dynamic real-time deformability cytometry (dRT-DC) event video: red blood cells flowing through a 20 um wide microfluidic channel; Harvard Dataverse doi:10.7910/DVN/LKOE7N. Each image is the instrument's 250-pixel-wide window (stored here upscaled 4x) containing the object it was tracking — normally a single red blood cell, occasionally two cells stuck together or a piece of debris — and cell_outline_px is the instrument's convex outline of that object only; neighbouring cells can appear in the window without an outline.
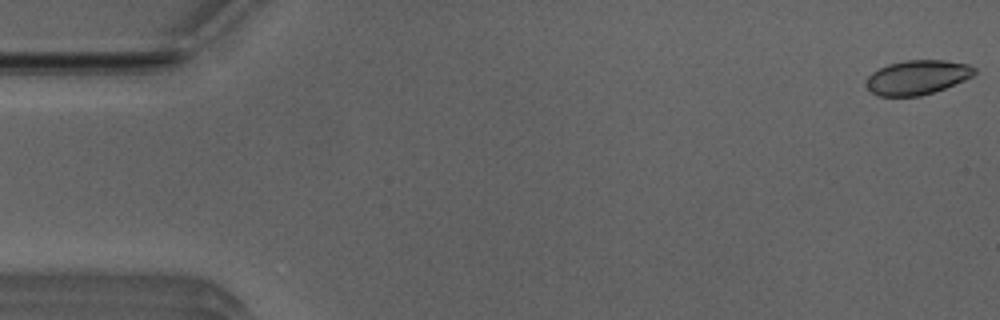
{"species": "Egyptian fruit bat (a non-hibernating species)", "species_latin": "Rousettus aegyptiacus", "temperature_condition": "room temperature", "stored_images_in_passage": 52, "camera_frame_rate_fps": 3000, "um_per_image_px": 0.085, "animal": {"sex": "male"}, "frame": {"image": 1, "passage_image": 1, "time_ms": 0.0, "image_size_px": [1000, 320], "cell_outline_px": [[976, 72], [972, 76], [964, 80], [944, 88], [920, 96], [876, 96], [864, 84], [864, 80], [872, 72], [888, 64], [904, 60], [944, 60], [968, 64], [976, 68]], "centroid_in_image_um": [77.93, 6.57], "position_along_channel_um": 7.1, "area_um2": 21.73}}
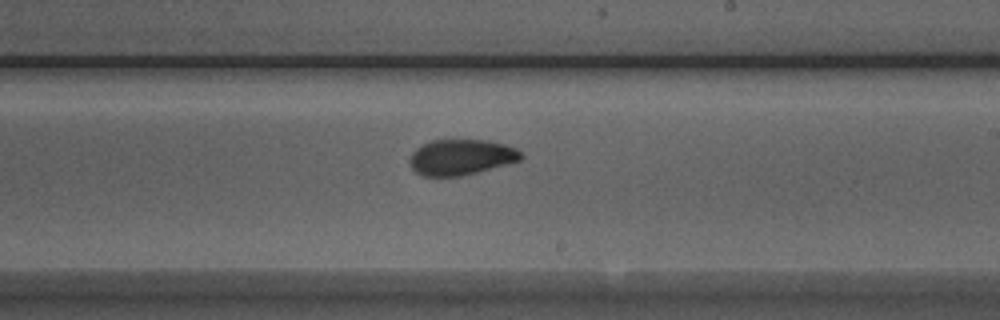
{"frame": {"image": 2, "passage_image": 30, "time_ms": 9.667, "image_size_px": [1000, 320], "cell_outline_px": [[524, 156], [520, 160], [476, 172], [460, 176], [424, 176], [416, 172], [412, 168], [408, 160], [412, 152], [416, 148], [432, 140], [488, 140], [504, 144], [516, 148], [524, 152]], "centroid_in_image_um": [39.2, 13.35], "position_along_channel_um": 249.8, "area_um2": 23.06}}
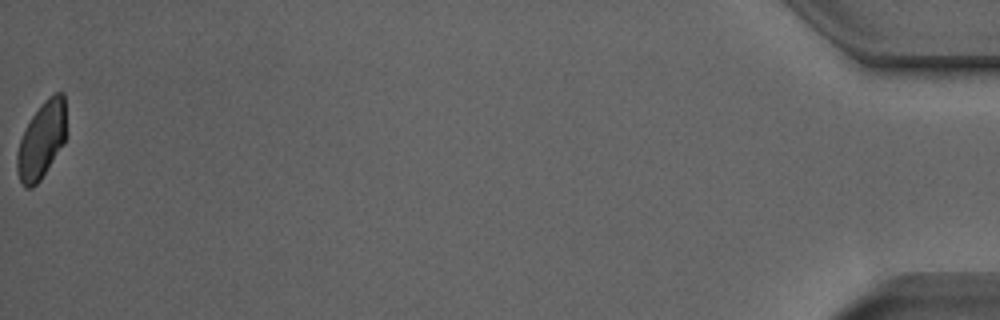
{"frame": {"image": 3, "passage_image": 52, "time_ms": 17.0, "image_size_px": [1000, 320], "cell_outline_px": [[64, 144], [40, 180], [32, 188], [24, 188], [20, 180], [16, 168], [16, 152], [20, 140], [32, 116], [40, 104], [48, 96], [56, 92], [64, 92]], "centroid_in_image_um": [3.51, 11.94], "position_along_channel_um": 431.7, "area_um2": 21.73}, "authors_computed_cell_mechanics": {"area_um2": 23.0622, "velocity_mm_per_s": 3.9503, "shape_relaxation_time_tau1_ms": 3.2326, "shape_relaxation_time_tau2_ms": 1.4133, "deformation_change_tau1": 0.1209, "deformation_change_tau2": 0.0517}}